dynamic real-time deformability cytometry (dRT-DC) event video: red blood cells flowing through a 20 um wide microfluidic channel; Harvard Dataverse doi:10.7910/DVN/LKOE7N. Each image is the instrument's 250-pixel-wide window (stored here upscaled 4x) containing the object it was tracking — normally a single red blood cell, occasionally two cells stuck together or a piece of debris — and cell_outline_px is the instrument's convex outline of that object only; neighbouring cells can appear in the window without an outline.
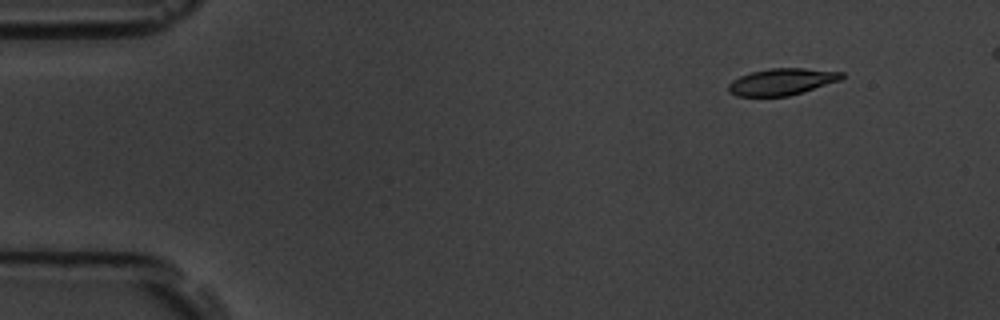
{"species": "common noctule bat (a hibernating species)", "species_latin": "Nyctalus noctula", "temperature_condition": "room temperature", "stored_images_in_passage": 5, "segment_of_instrument_passage": [1, 2], "camera_frame_rate_fps": 3000, "um_per_image_px": 0.085, "animal": {"sex": "male", "body_mass_g": 19.5, "forearm_length_mm": 54.6}, "frame": {"image": 1, "passage_image": 1, "time_ms": 0.0, "image_size_px": [1000, 320], "cell_outline_px": [[844, 76], [840, 80], [788, 96], [736, 96], [728, 92], [728, 84], [732, 80], [740, 76], [752, 72], [768, 68], [804, 68], [844, 72]], "centroid_in_image_um": [66.43, 6.94], "position_along_channel_um": 18.6, "area_um2": 17.51}}